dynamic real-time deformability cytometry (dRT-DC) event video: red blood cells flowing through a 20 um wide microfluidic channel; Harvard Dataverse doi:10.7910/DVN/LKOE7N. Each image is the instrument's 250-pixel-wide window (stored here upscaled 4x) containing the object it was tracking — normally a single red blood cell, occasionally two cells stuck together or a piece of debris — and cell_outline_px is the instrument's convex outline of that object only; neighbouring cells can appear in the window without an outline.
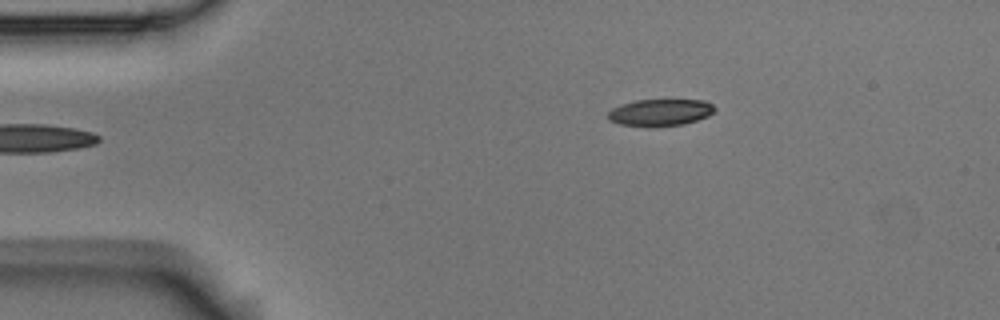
{"species": "Egyptian fruit bat (a non-hibernating species)", "species_latin": "Rousettus aegyptiacus", "temperature_condition": "room temperature", "stored_images_in_passage": 4, "camera_frame_rate_fps": 3000, "um_per_image_px": 0.085, "animal": {"sex": "male"}, "frame": {"image": 1, "passage_image": 4, "time_ms": 1.0, "image_size_px": [1000, 320], "cell_outline_px": [[716, 108], [708, 116], [684, 124], [620, 124], [608, 120], [608, 112], [612, 108], [636, 100], [704, 100], [712, 104]], "centroid_in_image_um": [56.15, 9.51], "position_along_channel_um": 28.9, "area_um2": 15.9}}